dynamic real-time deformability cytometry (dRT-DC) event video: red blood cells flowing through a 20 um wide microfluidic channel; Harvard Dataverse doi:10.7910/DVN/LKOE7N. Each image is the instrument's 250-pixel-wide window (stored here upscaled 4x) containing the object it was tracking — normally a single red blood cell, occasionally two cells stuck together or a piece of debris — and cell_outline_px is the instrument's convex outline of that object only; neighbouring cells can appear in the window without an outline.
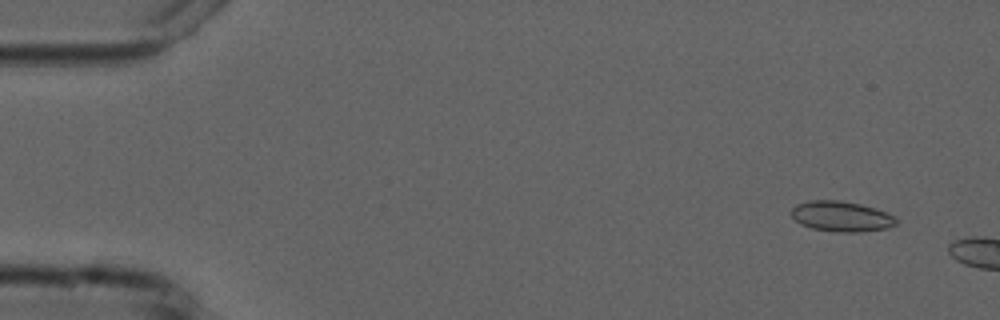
{"species": "common noctule bat (a hibernating species)", "species_latin": "Nyctalus noctula", "temperature_condition": "cold", "stored_images_in_passage": 3, "camera_frame_rate_fps": 3000, "um_per_image_px": 0.085, "animal": {"sex": "male", "forearm_length_mm": 52.5}, "frame": {"image": 1, "passage_image": 1, "time_ms": 0.0, "image_size_px": [1000, 320], "cell_outline_px": [[896, 224], [888, 228], [860, 232], [836, 232], [812, 228], [800, 224], [788, 212], [796, 204], [808, 200], [840, 200], [860, 204], [876, 208], [896, 216]], "centroid_in_image_um": [71.5, 18.38], "position_along_channel_um": 13.5, "area_um2": 18.79}}